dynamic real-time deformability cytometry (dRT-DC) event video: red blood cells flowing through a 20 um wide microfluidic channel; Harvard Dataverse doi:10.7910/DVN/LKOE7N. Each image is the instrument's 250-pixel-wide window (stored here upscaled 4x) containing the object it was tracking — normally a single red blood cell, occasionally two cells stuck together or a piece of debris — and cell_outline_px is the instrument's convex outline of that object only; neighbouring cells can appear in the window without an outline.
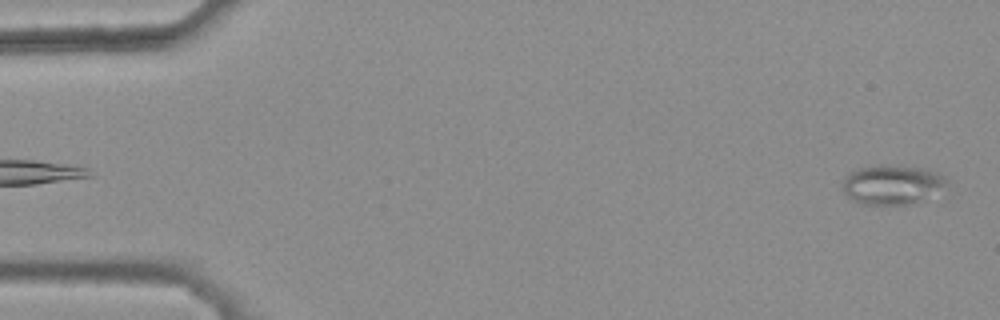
{"species": "common noctule bat (a hibernating species)", "species_latin": "Nyctalus noctula", "temperature_condition": "warm", "stored_images_in_passage": 46, "camera_frame_rate_fps": 3000, "um_per_image_px": 0.085, "animal": {"sex": "female", "body_mass_g": 25.1}, "frame": {"image": 1, "passage_image": 2, "time_ms": 0.333, "image_size_px": [1000, 320], "cell_outline_px": [[948, 180], [944, 184], [916, 204], [864, 204], [852, 200], [844, 192], [844, 180], [856, 168], [876, 164], [880, 164], [924, 168], [936, 172], [944, 176]], "centroid_in_image_um": [75.79, 15.67], "position_along_channel_um": 9.2, "area_um2": 23.47}}
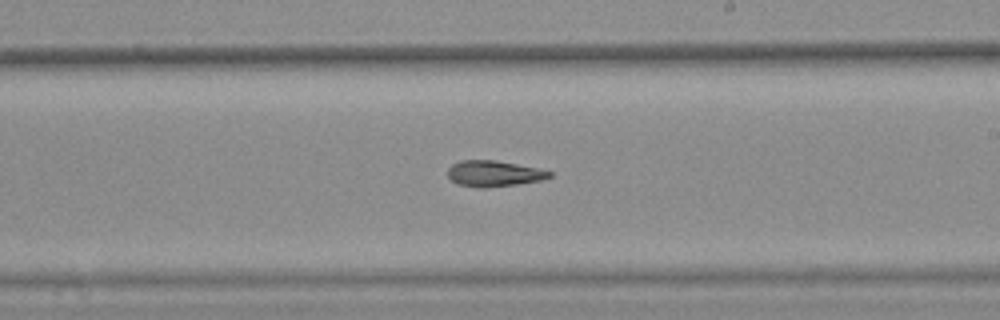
{"frame": {"image": 2, "passage_image": 31, "time_ms": 10.0, "image_size_px": [1000, 320], "cell_outline_px": [[552, 176], [540, 180], [516, 184], [484, 188], [476, 188], [460, 184], [452, 180], [448, 176], [448, 168], [452, 164], [460, 160], [496, 160], [536, 168], [552, 172]], "centroid_in_image_um": [41.95, 14.75], "position_along_channel_um": 247.1, "area_um2": 15.2}}
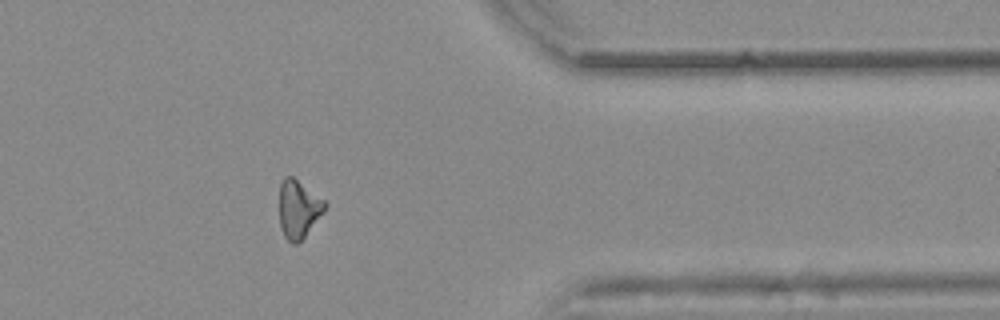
{"frame": {"image": 3, "passage_image": 43, "time_ms": 14.0, "image_size_px": [1000, 320], "cell_outline_px": [[328, 204], [304, 236], [296, 244], [292, 244], [284, 236], [280, 228], [280, 184], [284, 176], [292, 176], [324, 200]], "centroid_in_image_um": [25.34, 17.75], "position_along_channel_um": 386.1, "area_um2": 14.97}, "authors_computed_cell_mechanics": {"area_um2": 15.9528, "velocity_mm_per_s": 3.871, "shape_relaxation_time_tau1_ms": null, "shape_relaxation_time_tau2_ms": 5.1036, "deformation_change_tau1": null, "deformation_change_tau2": 0.1207}}